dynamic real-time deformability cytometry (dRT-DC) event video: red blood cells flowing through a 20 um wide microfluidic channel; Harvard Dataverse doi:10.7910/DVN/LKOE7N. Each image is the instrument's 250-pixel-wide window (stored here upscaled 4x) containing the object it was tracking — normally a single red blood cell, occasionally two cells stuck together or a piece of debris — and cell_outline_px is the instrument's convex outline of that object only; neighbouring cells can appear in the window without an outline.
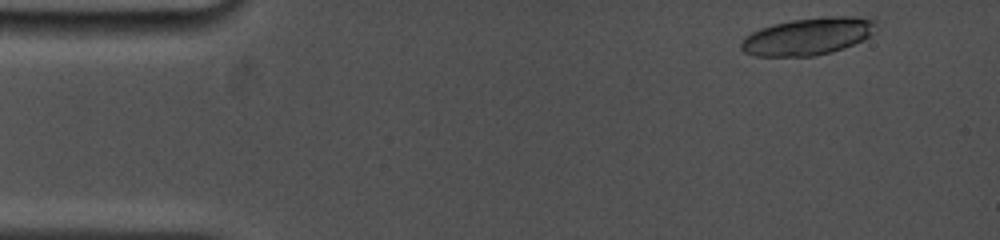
{"species": "common noctule bat (a hibernating species)", "species_latin": "Nyctalus noctula", "temperature_condition": "cold", "stored_images_in_passage": 3, "camera_frame_rate_fps": 5000, "um_per_image_px": 0.085, "animal": {"sex": "female", "body_mass_g": 19.0, "forearm_length_mm": 53.3}, "frame": {"image": 1, "passage_image": 1, "time_ms": 0.0, "image_size_px": [1000, 240], "cell_outline_px": [[876, 24], [872, 32], [864, 40], [844, 48], [832, 52], [812, 56], [756, 56], [744, 52], [740, 48], [740, 44], [744, 36], [760, 28], [772, 24], [792, 20], [824, 16], [876, 16]], "centroid_in_image_um": [68.71, 3.07], "position_along_channel_um": 16.3, "area_um2": 29.71}}